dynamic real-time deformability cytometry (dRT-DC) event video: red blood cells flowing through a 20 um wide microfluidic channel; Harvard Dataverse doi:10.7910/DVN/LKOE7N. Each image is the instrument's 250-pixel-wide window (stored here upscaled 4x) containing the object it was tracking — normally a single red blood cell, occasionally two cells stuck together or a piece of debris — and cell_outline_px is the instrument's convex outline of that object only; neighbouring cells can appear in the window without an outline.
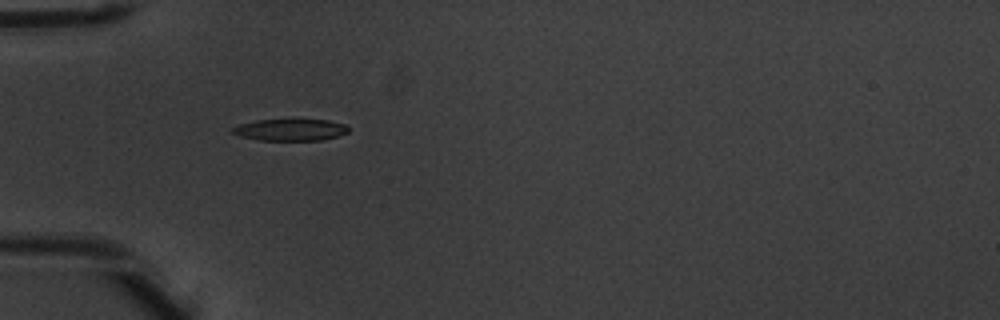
{"species": "common noctule bat (a hibernating species)", "species_latin": "Nyctalus noctula", "temperature_condition": "warm", "stored_images_in_passage": 5, "camera_frame_rate_fps": 3000, "um_per_image_px": 0.085, "animal": {"sex": "male", "body_mass_g": 20.1, "forearm_length_mm": 53.5}, "frame": {"image": 1, "passage_image": 4, "time_ms": 1.0, "image_size_px": [1000, 320], "cell_outline_px": [[348, 132], [336, 136], [320, 140], [260, 140], [240, 136], [232, 132], [228, 128], [240, 124], [256, 120], [328, 120], [344, 124], [348, 128]], "centroid_in_image_um": [24.63, 11.03], "position_along_channel_um": 60.4, "area_um2": 14.51}}